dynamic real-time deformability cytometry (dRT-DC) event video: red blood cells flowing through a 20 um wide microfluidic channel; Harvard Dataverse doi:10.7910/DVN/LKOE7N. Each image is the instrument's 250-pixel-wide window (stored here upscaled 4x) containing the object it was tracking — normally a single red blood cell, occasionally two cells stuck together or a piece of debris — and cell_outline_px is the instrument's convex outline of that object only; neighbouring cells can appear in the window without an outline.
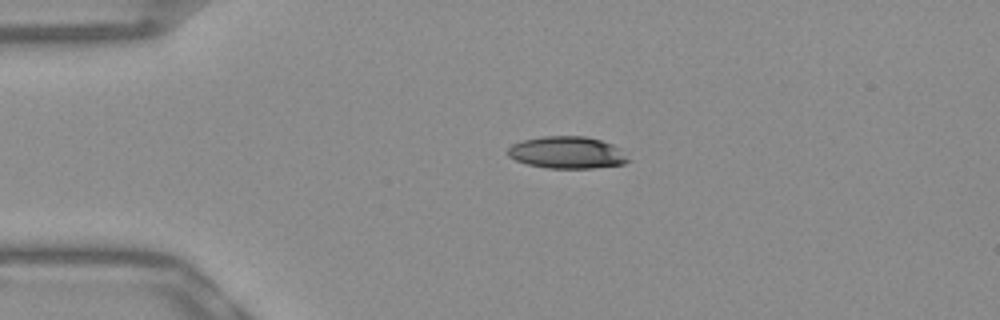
{"species": "Egyptian fruit bat (a non-hibernating species)", "species_latin": "Rousettus aegyptiacus", "temperature_condition": "warm", "stored_images_in_passage": 42, "camera_frame_rate_fps": 3000, "um_per_image_px": 0.085, "frame": {"image": 1, "passage_image": 1, "time_ms": 0.0, "image_size_px": [1000, 320], "cell_outline_px": [[632, 160], [624, 164], [592, 168], [548, 168], [528, 164], [516, 160], [508, 156], [508, 148], [512, 144], [520, 140], [544, 136], [584, 136], [600, 140], [612, 144], [620, 148]], "centroid_in_image_um": [48.22, 12.96], "position_along_channel_um": 36.8, "area_um2": 22.6}}
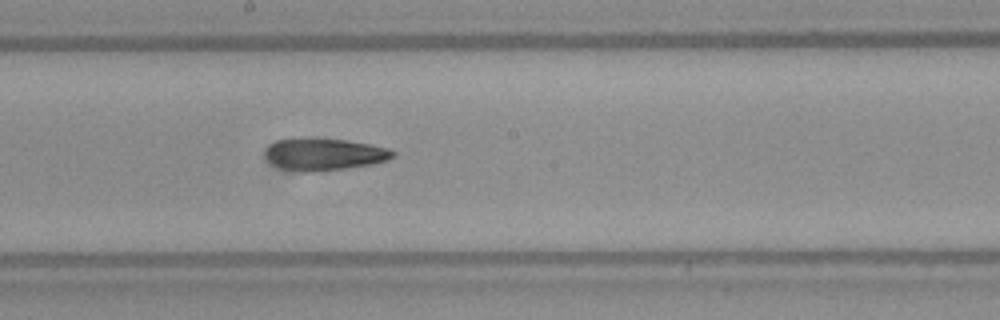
{"frame": {"image": 2, "passage_image": 18, "time_ms": 5.667, "image_size_px": [1000, 320], "cell_outline_px": [[396, 156], [388, 160], [372, 164], [344, 168], [312, 172], [304, 172], [280, 168], [272, 164], [264, 156], [264, 152], [276, 140], [300, 136], [316, 136], [348, 140], [372, 144], [388, 148], [396, 152]], "centroid_in_image_um": [27.55, 13.07], "position_along_channel_um": 220.7, "area_um2": 24.62}}
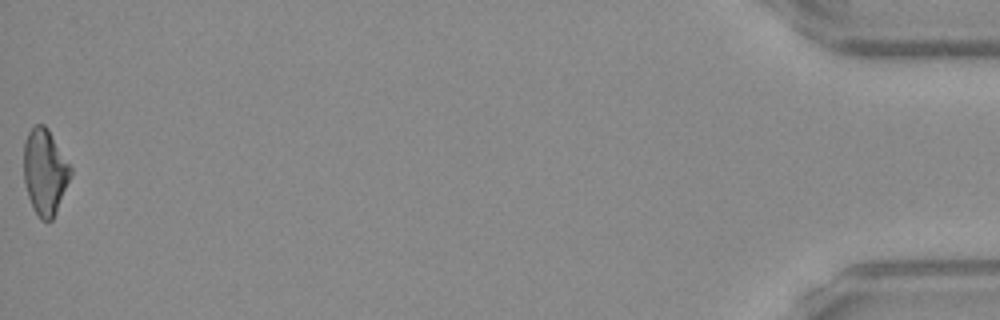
{"frame": {"image": 3, "passage_image": 42, "time_ms": 13.667, "image_size_px": [1000, 320], "cell_outline_px": [[72, 172], [52, 220], [40, 220], [28, 196], [24, 180], [24, 140], [28, 132], [36, 124], [44, 124], [48, 128], [72, 168]], "centroid_in_image_um": [3.8, 14.56], "position_along_channel_um": 431.4, "area_um2": 23.06}, "authors_computed_cell_mechanics": {"area_um2": 23.4379, "velocity_mm_per_s": 3.8731, "shape_relaxation_time_tau1_ms": null, "shape_relaxation_time_tau2_ms": 6.6317, "deformation_change_tau1": null, "deformation_change_tau2": 0.1462}}